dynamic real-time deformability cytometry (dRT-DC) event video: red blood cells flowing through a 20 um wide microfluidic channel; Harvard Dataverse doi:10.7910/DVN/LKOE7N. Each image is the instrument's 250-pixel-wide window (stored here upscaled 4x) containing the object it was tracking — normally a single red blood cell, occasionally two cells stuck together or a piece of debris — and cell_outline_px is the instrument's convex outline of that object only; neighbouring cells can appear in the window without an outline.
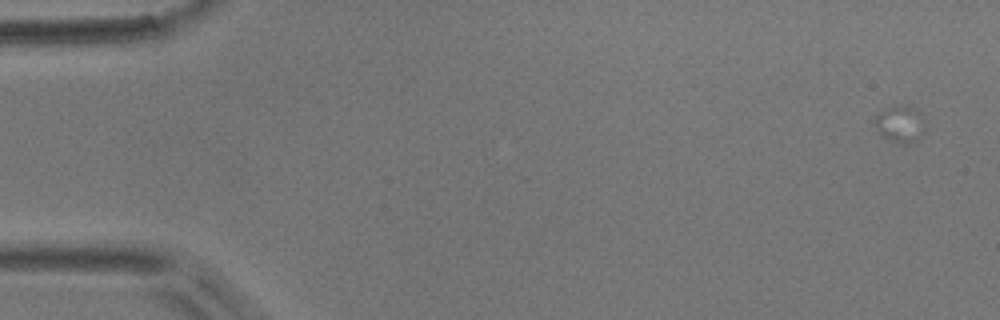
{"species": "common noctule bat (a hibernating species)", "species_latin": "Nyctalus noctula", "temperature_condition": "room temperature", "stored_images_in_passage": 4, "camera_frame_rate_fps": 3000, "um_per_image_px": 0.085, "animal": {"sex": "male", "body_mass_g": 17.9}, "frame": {"image": 1, "passage_image": 1, "time_ms": 0.0, "image_size_px": [1000, 320], "cell_outline_px": [[924, 132], [920, 140], [912, 144], [900, 144], [884, 136], [880, 132], [876, 124], [876, 116], [880, 112], [892, 104], [904, 104], [916, 108], [924, 116]], "centroid_in_image_um": [76.6, 10.52], "position_along_channel_um": 8.4, "area_um2": 11.04}}